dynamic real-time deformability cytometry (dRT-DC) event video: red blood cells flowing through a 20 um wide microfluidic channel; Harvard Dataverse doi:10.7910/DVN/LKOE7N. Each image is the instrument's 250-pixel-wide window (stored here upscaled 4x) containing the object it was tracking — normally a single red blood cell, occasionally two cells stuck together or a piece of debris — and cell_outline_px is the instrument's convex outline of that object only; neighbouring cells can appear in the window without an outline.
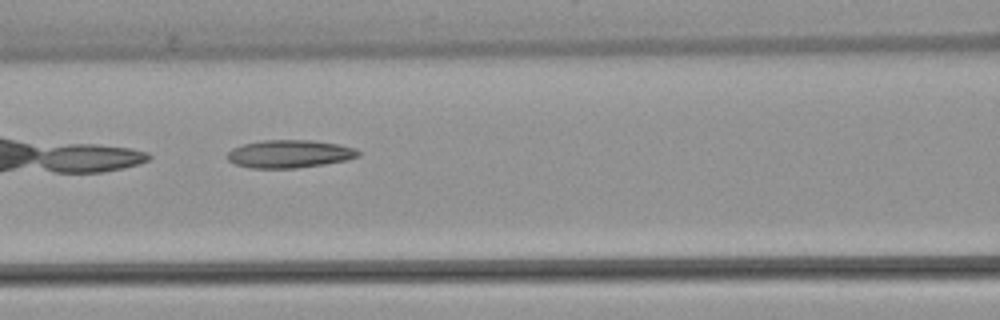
{"species": "common noctule bat (a hibernating species)", "species_latin": "Nyctalus noctula", "temperature_condition": "warm", "stored_images_in_passage": 33, "camera_frame_rate_fps": 3000, "um_per_image_px": 0.085, "animal": {"sex": "female", "body_mass_g": 22.7, "forearm_length_mm": 54.2}, "frame": {"image": 1, "passage_image": 6, "time_ms": 1.667, "image_size_px": [1000, 320], "cell_outline_px": [[360, 156], [348, 160], [324, 164], [296, 168], [248, 168], [236, 164], [228, 160], [228, 152], [232, 148], [244, 144], [264, 140], [312, 140], [340, 144], [356, 148], [360, 152]], "centroid_in_image_um": [24.65, 13.08], "position_along_channel_um": 142.0, "area_um2": 21.39}}